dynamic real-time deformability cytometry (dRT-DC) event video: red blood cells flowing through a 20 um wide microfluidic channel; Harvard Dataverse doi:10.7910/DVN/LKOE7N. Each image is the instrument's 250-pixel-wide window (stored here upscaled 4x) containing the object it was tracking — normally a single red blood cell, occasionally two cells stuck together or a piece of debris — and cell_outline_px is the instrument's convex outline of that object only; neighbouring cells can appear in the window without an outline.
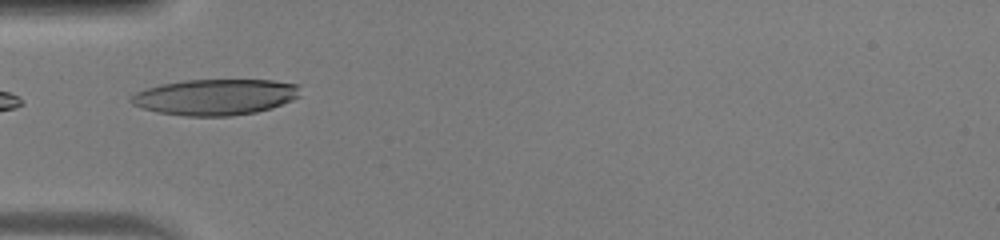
{"species": "human", "species_latin": "Homo sapiens", "temperature_condition": "warm", "stored_images_in_passage": 33, "camera_frame_rate_fps": 3000, "um_per_image_px": 0.085, "donor": {"sex": "male"}, "frame": {"image": 1, "passage_image": 1, "time_ms": 0.0, "image_size_px": [1000, 240], "cell_outline_px": [[300, 96], [292, 100], [272, 108], [256, 112], [232, 116], [184, 116], [156, 112], [132, 104], [128, 100], [136, 92], [160, 84], [188, 80], [272, 80], [300, 84]], "centroid_in_image_um": [18.33, 8.25], "position_along_channel_um": 66.7, "area_um2": 35.6}}
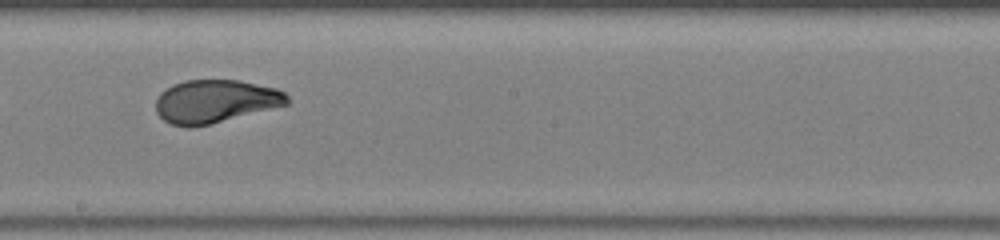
{"frame": {"image": 2, "passage_image": 13, "time_ms": 4.0, "image_size_px": [1000, 240], "cell_outline_px": [[288, 104], [208, 124], [188, 128], [172, 124], [164, 120], [156, 112], [156, 100], [160, 92], [172, 84], [184, 80], [240, 80], [276, 88], [284, 92], [288, 96]], "centroid_in_image_um": [18.26, 8.6], "position_along_channel_um": 229.9, "area_um2": 32.77}}
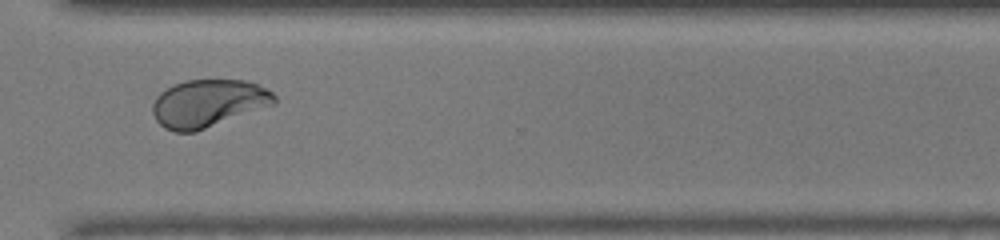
{"frame": {"image": 3, "passage_image": 22, "time_ms": 7.0, "image_size_px": [1000, 240], "cell_outline_px": [[276, 104], [196, 132], [176, 132], [164, 128], [156, 120], [152, 112], [152, 104], [156, 96], [160, 92], [172, 84], [188, 80], [244, 80], [256, 84], [272, 92], [276, 96]], "centroid_in_image_um": [17.68, 8.79], "position_along_channel_um": 352.9, "area_um2": 33.99}, "authors_computed_cell_mechanics": {"area_um2": 33.524, "velocity_mm_per_s": 4.1, "shape_relaxation_time_tau1_ms": 4.648, "shape_relaxation_time_tau2_ms": 0.724, "deformation_change_tau1": 0.2097, "deformation_change_tau2": 0.0543}}